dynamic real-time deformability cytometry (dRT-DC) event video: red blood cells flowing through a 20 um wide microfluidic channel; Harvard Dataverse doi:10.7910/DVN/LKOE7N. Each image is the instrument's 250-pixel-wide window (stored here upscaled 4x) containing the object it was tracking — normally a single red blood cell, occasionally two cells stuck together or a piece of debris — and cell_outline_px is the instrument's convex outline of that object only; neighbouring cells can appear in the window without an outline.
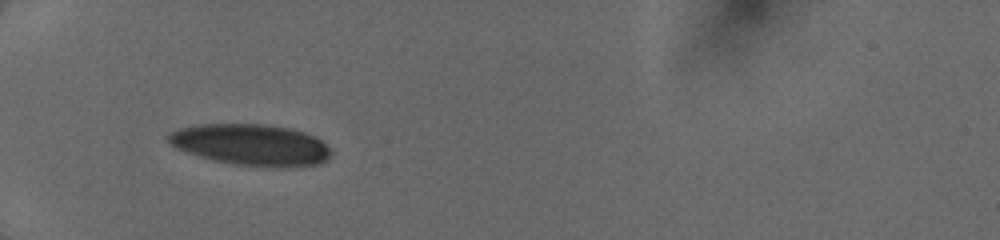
{"species": "human", "species_latin": "Homo sapiens", "temperature_condition": "cold", "stored_images_in_passage": 40, "camera_frame_rate_fps": 3000, "um_per_image_px": 0.085, "donor": {"sex": "female"}, "frame": {"image": 1, "passage_image": 1, "time_ms": 0.0, "image_size_px": [1000, 240], "cell_outline_px": [[332, 156], [328, 160], [320, 164], [288, 168], [276, 168], [236, 164], [216, 160], [200, 156], [176, 148], [168, 140], [168, 136], [172, 132], [180, 128], [196, 124], [268, 124], [292, 128], [304, 132], [320, 140], [332, 152]], "centroid_in_image_um": [21.41, 12.31], "position_along_channel_um": 63.6, "area_um2": 39.25}}
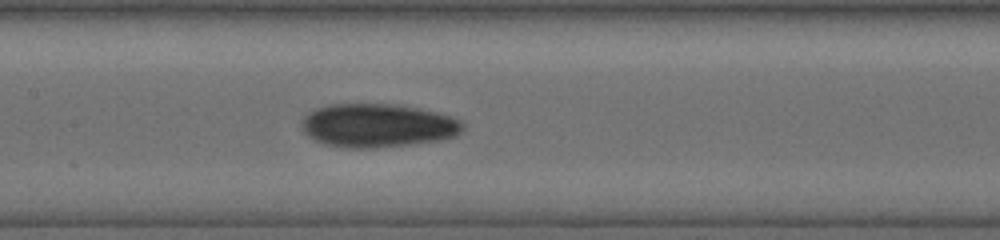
{"frame": {"image": 2, "passage_image": 21, "time_ms": 3.0, "image_size_px": [1000, 240], "cell_outline_px": [[464, 128], [456, 136], [444, 140], [412, 144], [376, 148], [348, 148], [324, 144], [308, 136], [300, 128], [300, 124], [304, 116], [308, 112], [316, 108], [332, 104], [392, 104], [416, 108], [436, 112], [464, 120]], "centroid_in_image_um": [32.11, 10.68], "position_along_channel_um": 175.3, "area_um2": 41.27}}
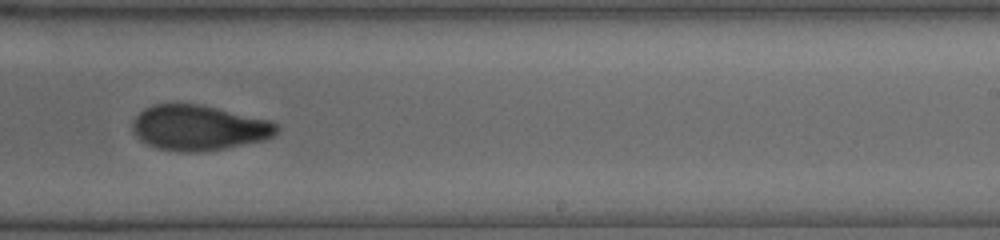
{"frame": {"image": 3, "passage_image": 39, "time_ms": 5.333, "image_size_px": [1000, 240], "cell_outline_px": [[280, 132], [268, 140], [204, 152], [180, 152], [156, 148], [140, 140], [132, 132], [132, 120], [144, 108], [152, 104], [200, 104], [272, 120], [280, 128]], "centroid_in_image_um": [16.93, 10.87], "position_along_channel_um": 272.1, "area_um2": 38.67}}